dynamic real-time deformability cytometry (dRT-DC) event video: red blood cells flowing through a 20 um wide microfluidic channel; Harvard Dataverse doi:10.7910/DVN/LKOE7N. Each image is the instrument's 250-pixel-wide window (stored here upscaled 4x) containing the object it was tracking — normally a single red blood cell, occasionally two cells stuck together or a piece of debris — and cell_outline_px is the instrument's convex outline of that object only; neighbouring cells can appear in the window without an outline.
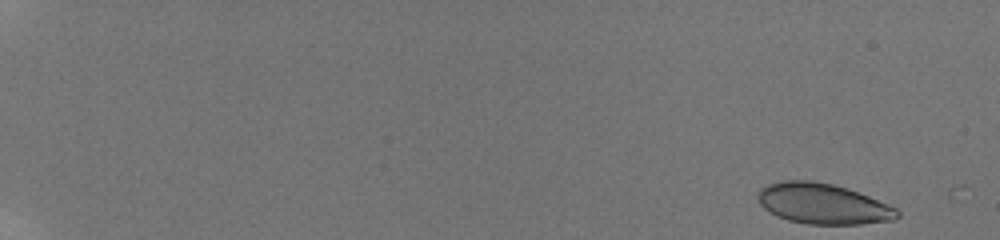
{"species": "human", "species_latin": "Homo sapiens", "temperature_condition": "room temperature", "stored_images_in_passage": 33, "camera_frame_rate_fps": 3000, "um_per_image_px": 0.085, "donor": {"sex": "male"}, "frame": {"image": 1, "passage_image": 1, "time_ms": 0.0, "image_size_px": [1000, 240], "cell_outline_px": [[900, 216], [896, 220], [860, 224], [808, 224], [788, 220], [764, 208], [760, 204], [756, 196], [760, 188], [768, 184], [784, 180], [812, 180], [832, 184], [848, 188], [868, 196], [896, 208], [900, 212]], "centroid_in_image_um": [69.96, 17.31], "position_along_channel_um": 15.0, "area_um2": 32.89}}
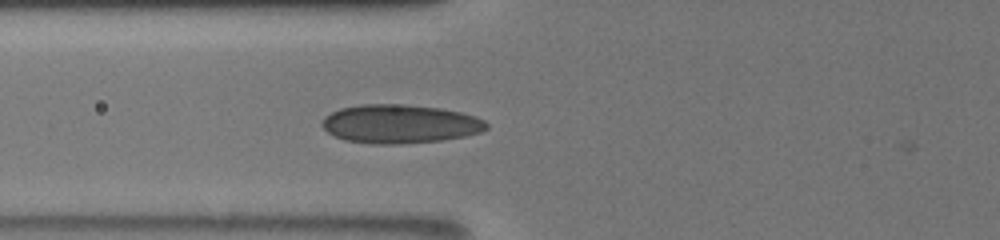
{"frame": {"image": 2, "passage_image": 14, "time_ms": 7.333, "image_size_px": [1000, 240], "cell_outline_px": [[488, 128], [480, 132], [464, 136], [440, 140], [400, 144], [372, 144], [344, 140], [328, 132], [320, 124], [324, 116], [340, 108], [360, 104], [404, 104], [440, 108], [460, 112], [476, 116], [484, 120], [488, 124]], "centroid_in_image_um": [33.98, 10.53], "position_along_channel_um": 91.8, "area_um2": 37.17}}
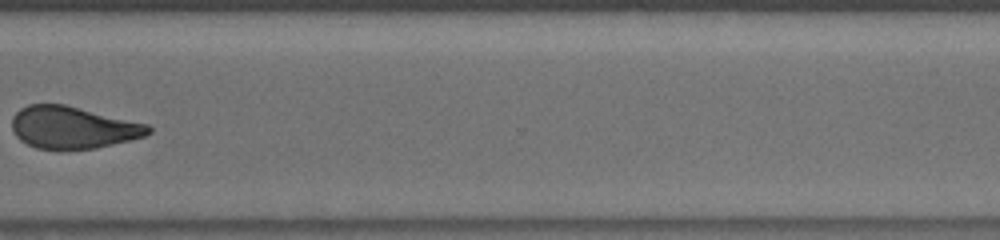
{"frame": {"image": 3, "passage_image": 27, "time_ms": 14.333, "image_size_px": [1000, 240], "cell_outline_px": [[152, 132], [144, 136], [96, 148], [36, 148], [20, 140], [16, 136], [12, 128], [12, 116], [20, 108], [28, 104], [64, 104], [148, 124], [152, 128]], "centroid_in_image_um": [6.18, 10.81], "position_along_channel_um": 364.4, "area_um2": 33.12}, "authors_computed_cell_mechanics": {"area_um2": 34.0442, "velocity_mm_per_s": 3.8876, "shape_relaxation_time_tau1_ms": null, "shape_relaxation_time_tau2_ms": 1.5816, "deformation_change_tau1": null, "deformation_change_tau2": 0.0715}}